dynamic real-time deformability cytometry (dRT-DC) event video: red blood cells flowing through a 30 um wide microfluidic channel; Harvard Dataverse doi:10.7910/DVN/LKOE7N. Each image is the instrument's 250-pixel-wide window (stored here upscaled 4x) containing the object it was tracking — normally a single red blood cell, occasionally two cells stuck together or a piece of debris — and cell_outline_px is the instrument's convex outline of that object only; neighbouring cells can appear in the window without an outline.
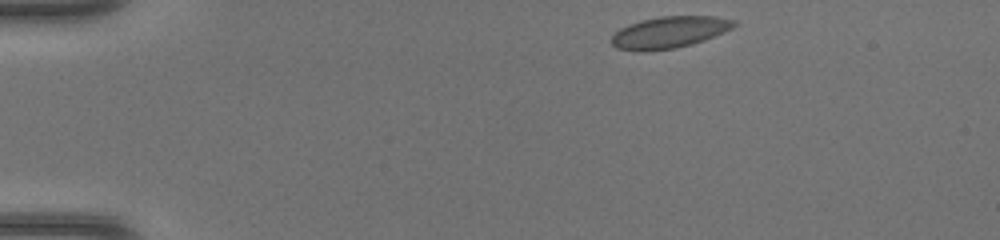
{"species": "common noctule bat (a hibernating species)", "species_latin": "Nyctalus noctula", "temperature_condition": "warm", "stored_images_in_passage": 40, "camera_frame_rate_fps": 3000, "um_per_image_px": 0.085, "animal": {"sex": "female", "body_mass_g": 17.0, "forearm_length_mm": 48.0}, "frame": {"image": 1, "passage_image": 1, "time_ms": 0.0, "image_size_px": [1000, 240], "cell_outline_px": [[740, 24], [724, 32], [704, 40], [692, 44], [676, 48], [616, 48], [612, 44], [612, 36], [620, 28], [628, 24], [660, 16], [716, 16], [732, 20]], "centroid_in_image_um": [56.99, 2.69], "position_along_channel_um": 28.0, "area_um2": 21.73}}
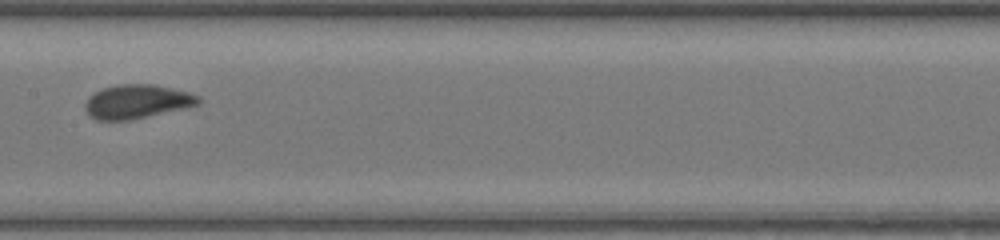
{"frame": {"image": 2, "passage_image": 18, "time_ms": 5.667, "image_size_px": [1000, 240], "cell_outline_px": [[200, 104], [184, 108], [128, 120], [96, 120], [88, 116], [84, 108], [84, 104], [88, 96], [100, 88], [120, 84], [152, 84], [172, 88], [188, 92], [200, 96]], "centroid_in_image_um": [11.59, 8.63], "position_along_channel_um": 195.8, "area_um2": 22.48}}
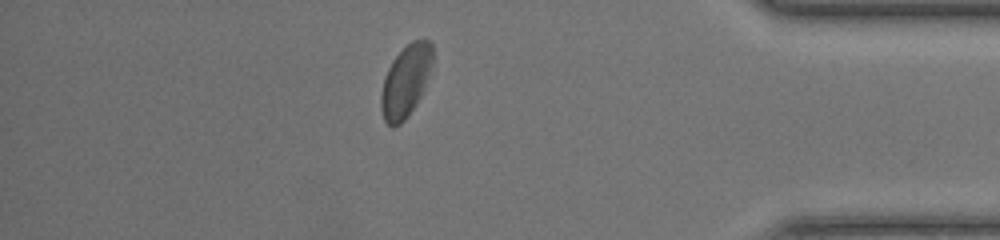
{"frame": {"image": 3, "passage_image": 34, "time_ms": 11.0, "image_size_px": [1000, 240], "cell_outline_px": [[432, 60], [424, 88], [420, 96], [408, 116], [400, 124], [392, 128], [384, 120], [380, 108], [380, 92], [384, 76], [392, 60], [412, 40], [428, 40], [432, 44]], "centroid_in_image_um": [34.44, 6.92], "position_along_channel_um": 400.8, "area_um2": 21.39}}